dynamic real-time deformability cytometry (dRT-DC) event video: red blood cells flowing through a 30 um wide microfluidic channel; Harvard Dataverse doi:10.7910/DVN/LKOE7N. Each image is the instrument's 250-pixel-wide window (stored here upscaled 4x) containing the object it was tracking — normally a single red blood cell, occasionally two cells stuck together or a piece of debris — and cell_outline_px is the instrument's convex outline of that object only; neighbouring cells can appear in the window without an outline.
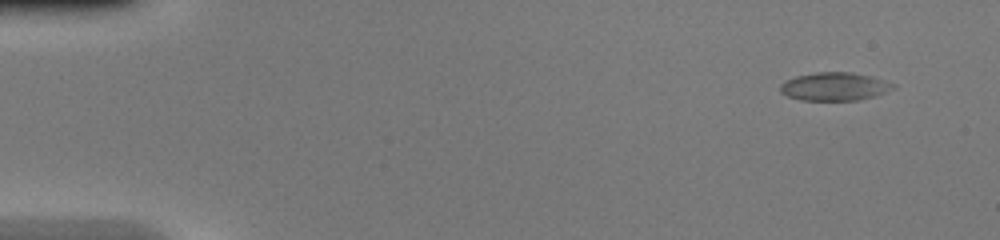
{"species": "common noctule bat (a hibernating species)", "species_latin": "Nyctalus noctula", "temperature_condition": "warm", "stored_images_in_passage": 47, "camera_frame_rate_fps": 3000, "um_per_image_px": 0.085, "animal": {"sex": "female", "body_mass_g": 20.0, "forearm_length_mm": 54.0}, "frame": {"image": 1, "passage_image": 4, "time_ms": 1.0, "image_size_px": [1000, 240], "cell_outline_px": [[896, 84], [892, 88], [884, 92], [872, 96], [856, 100], [800, 100], [788, 96], [780, 92], [780, 84], [784, 80], [796, 76], [816, 72], [852, 72], [872, 76]], "centroid_in_image_um": [70.88, 7.34], "position_along_channel_um": 14.1, "area_um2": 18.44}}
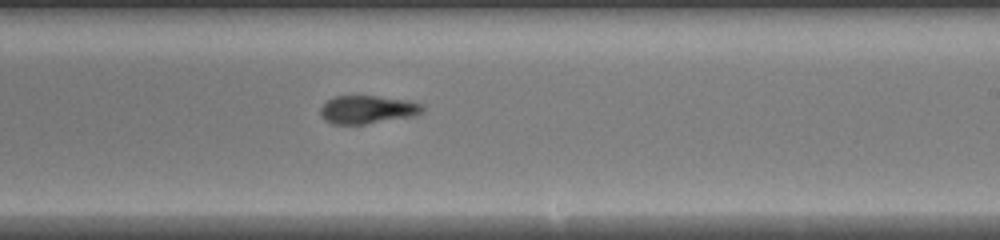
{"frame": {"image": 2, "passage_image": 29, "time_ms": 9.333, "image_size_px": [1000, 240], "cell_outline_px": [[424, 112], [416, 116], [364, 124], [332, 124], [324, 120], [320, 116], [320, 108], [328, 100], [336, 96], [376, 96], [408, 100], [424, 104]], "centroid_in_image_um": [31.27, 9.32], "position_along_channel_um": 257.7, "area_um2": 16.94}}
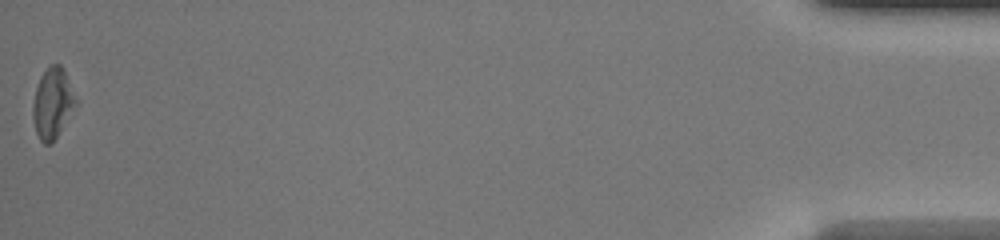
{"frame": {"image": 3, "passage_image": 47, "time_ms": 15.333, "image_size_px": [1000, 240], "cell_outline_px": [[76, 104], [52, 144], [44, 144], [40, 140], [36, 132], [32, 116], [32, 104], [36, 88], [40, 76], [48, 64], [60, 64], [64, 68], [76, 100]], "centroid_in_image_um": [4.43, 8.75], "position_along_channel_um": 430.8, "area_um2": 17.51}}